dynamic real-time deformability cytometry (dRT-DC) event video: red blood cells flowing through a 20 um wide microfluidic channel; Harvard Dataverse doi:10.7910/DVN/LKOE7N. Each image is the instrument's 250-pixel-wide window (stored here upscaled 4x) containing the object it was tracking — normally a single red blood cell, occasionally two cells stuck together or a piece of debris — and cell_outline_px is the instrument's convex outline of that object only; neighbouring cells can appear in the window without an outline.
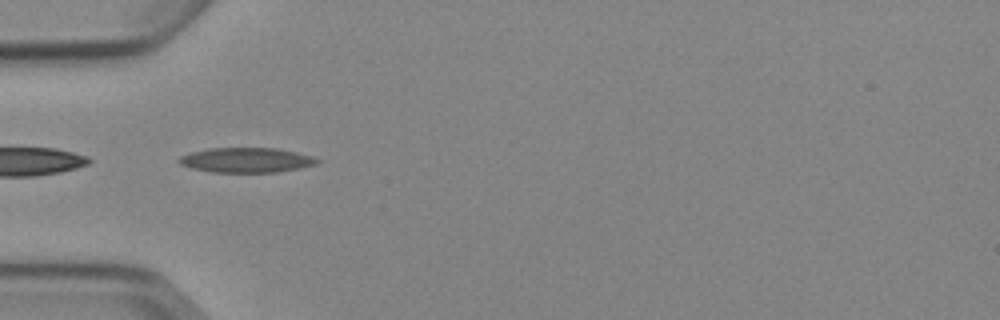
{"species": "Egyptian fruit bat (a non-hibernating species)", "species_latin": "Rousettus aegyptiacus", "temperature_condition": "cold", "stored_images_in_passage": 6, "segment_of_instrument_passage": [2, 2], "camera_frame_rate_fps": 3000, "um_per_image_px": 0.085, "animal": {"sex": "female"}, "frame": {"image": 1, "passage_image": 5, "time_ms": 4.667, "image_size_px": [1000, 320], "cell_outline_px": [[320, 160], [316, 164], [300, 168], [276, 172], [212, 172], [192, 168], [180, 164], [176, 160], [180, 156], [192, 152], [208, 148], [276, 148], [296, 152], [312, 156]], "centroid_in_image_um": [20.92, 13.6], "position_along_channel_um": 64.1, "area_um2": 19.94}}
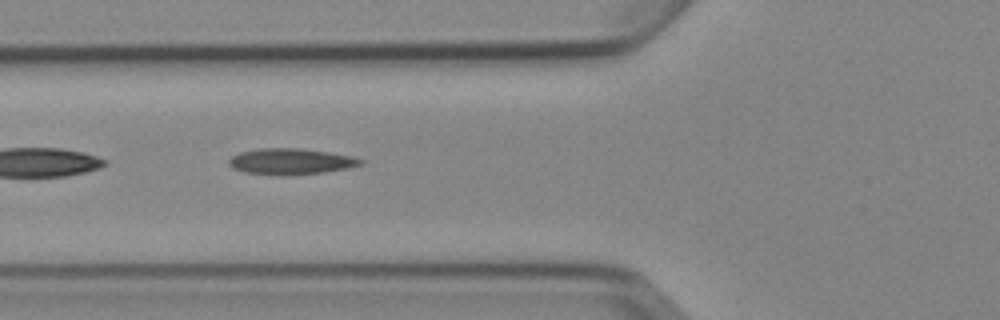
{"frame": {"image": 2, "passage_image": 6, "time_ms": 5.667, "image_size_px": [1000, 320], "cell_outline_px": [[364, 164], [348, 168], [324, 172], [244, 172], [232, 168], [228, 164], [228, 160], [232, 156], [240, 152], [260, 148], [296, 148], [328, 152], [352, 156], [364, 160]], "centroid_in_image_um": [24.74, 13.67], "position_along_channel_um": 101.1, "area_um2": 18.9}}